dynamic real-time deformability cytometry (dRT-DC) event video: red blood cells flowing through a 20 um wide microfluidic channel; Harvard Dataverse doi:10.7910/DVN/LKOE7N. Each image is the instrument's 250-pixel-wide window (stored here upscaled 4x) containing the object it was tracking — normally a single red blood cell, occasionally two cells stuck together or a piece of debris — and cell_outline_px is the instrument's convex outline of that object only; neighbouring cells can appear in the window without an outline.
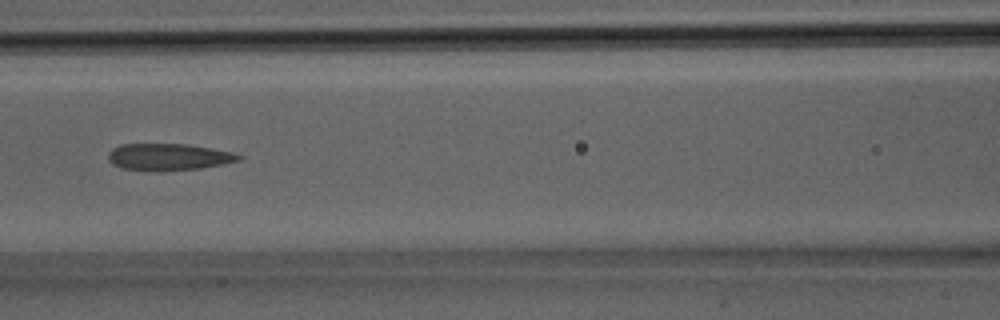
{"species": "Egyptian fruit bat (a non-hibernating species)", "species_latin": "Rousettus aegyptiacus", "temperature_condition": "room temperature", "stored_images_in_passage": 34, "camera_frame_rate_fps": 3000, "um_per_image_px": 0.085, "animal": {"sex": "male"}, "frame": {"image": 1, "passage_image": 15, "time_ms": 4.667, "image_size_px": [1000, 320], "cell_outline_px": [[244, 156], [240, 160], [224, 164], [200, 168], [120, 168], [112, 164], [108, 160], [108, 152], [112, 148], [120, 144], [188, 144], [236, 152]], "centroid_in_image_um": [14.38, 13.28], "position_along_channel_um": 152.2, "area_um2": 19.71}}
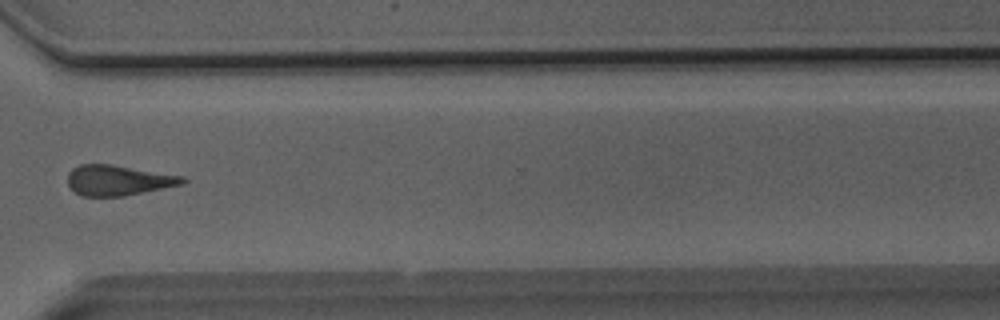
{"frame": {"image": 2, "passage_image": 25, "time_ms": 8.0, "image_size_px": [1000, 320], "cell_outline_px": [[188, 180], [184, 184], [124, 196], [80, 196], [68, 184], [68, 172], [72, 168], [80, 164], [112, 164], [184, 176]], "centroid_in_image_um": [10.07, 15.32], "position_along_channel_um": 360.5, "area_um2": 20.4}}
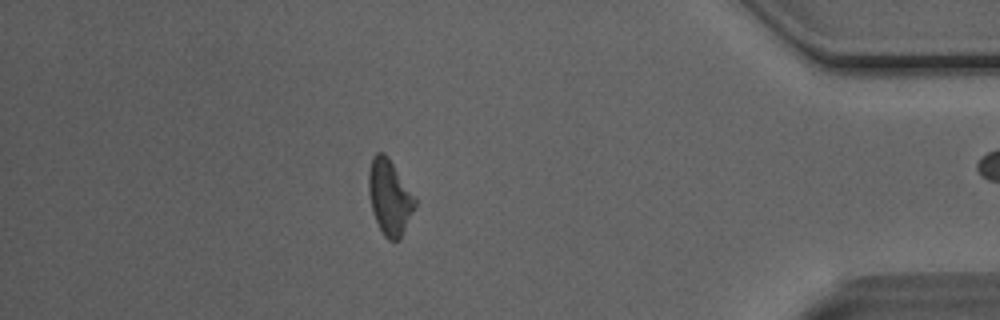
{"frame": {"image": 3, "passage_image": 29, "time_ms": 9.333, "image_size_px": [1000, 320], "cell_outline_px": [[416, 208], [400, 240], [388, 240], [384, 236], [372, 212], [368, 192], [368, 172], [372, 156], [376, 152], [384, 152], [388, 156], [416, 196]], "centroid_in_image_um": [33.13, 16.74], "position_along_channel_um": 402.1, "area_um2": 20.81}}